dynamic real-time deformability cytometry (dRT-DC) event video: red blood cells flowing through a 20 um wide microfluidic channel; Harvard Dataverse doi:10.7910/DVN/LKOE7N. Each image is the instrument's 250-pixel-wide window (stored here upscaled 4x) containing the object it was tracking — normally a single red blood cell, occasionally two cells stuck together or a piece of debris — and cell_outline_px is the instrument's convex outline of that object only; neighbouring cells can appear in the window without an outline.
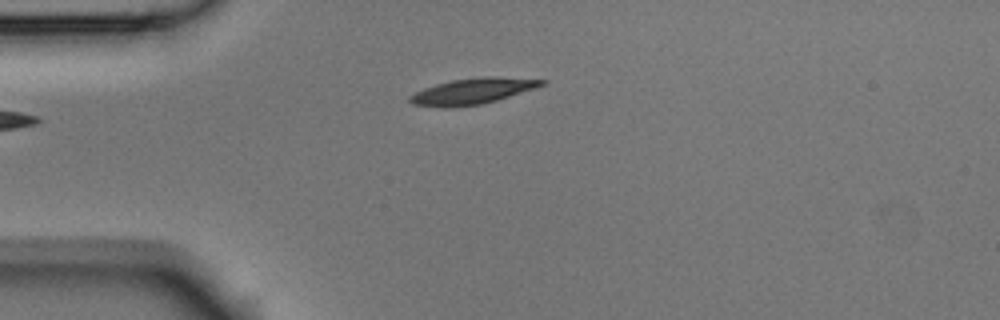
{"species": "Egyptian fruit bat (a non-hibernating species)", "species_latin": "Rousettus aegyptiacus", "temperature_condition": "room temperature", "stored_images_in_passage": 4, "camera_frame_rate_fps": 3000, "um_per_image_px": 0.085, "animal": {"sex": "male"}, "frame": {"image": 1, "passage_image": 4, "time_ms": 1.0, "image_size_px": [1000, 320], "cell_outline_px": [[548, 84], [536, 88], [496, 100], [480, 104], [444, 108], [412, 104], [408, 100], [408, 96], [424, 88], [436, 84], [452, 80], [484, 76], [500, 76], [548, 80]], "centroid_in_image_um": [40.2, 7.74], "position_along_channel_um": 44.8, "area_um2": 20.0}}